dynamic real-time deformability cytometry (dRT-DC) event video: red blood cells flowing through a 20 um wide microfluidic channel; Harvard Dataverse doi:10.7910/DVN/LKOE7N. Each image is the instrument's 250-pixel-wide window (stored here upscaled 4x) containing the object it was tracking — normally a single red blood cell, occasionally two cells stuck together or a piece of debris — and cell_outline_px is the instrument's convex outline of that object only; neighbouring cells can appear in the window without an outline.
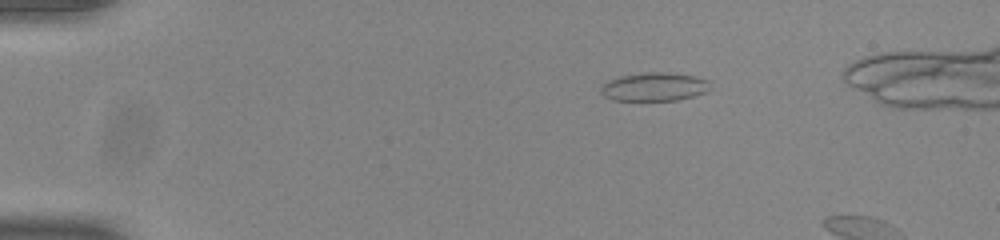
{"species": "common noctule bat (a hibernating species)", "species_latin": "Nyctalus noctula", "temperature_condition": "room temperature", "stored_images_in_passage": 6, "camera_frame_rate_fps": 3000, "um_per_image_px": 0.085, "animal": {"sex": "male", "body_mass_g": 20.0, "forearm_length_mm": 53.3}, "frame": {"image": 1, "passage_image": 2, "time_ms": 0.333, "image_size_px": [1000, 240], "cell_outline_px": [[712, 88], [708, 92], [676, 100], [612, 100], [604, 96], [600, 92], [600, 84], [608, 80], [620, 76], [648, 72], [664, 72], [696, 76], [712, 80]], "centroid_in_image_um": [55.65, 7.37], "position_along_channel_um": 29.3, "area_um2": 18.5}}